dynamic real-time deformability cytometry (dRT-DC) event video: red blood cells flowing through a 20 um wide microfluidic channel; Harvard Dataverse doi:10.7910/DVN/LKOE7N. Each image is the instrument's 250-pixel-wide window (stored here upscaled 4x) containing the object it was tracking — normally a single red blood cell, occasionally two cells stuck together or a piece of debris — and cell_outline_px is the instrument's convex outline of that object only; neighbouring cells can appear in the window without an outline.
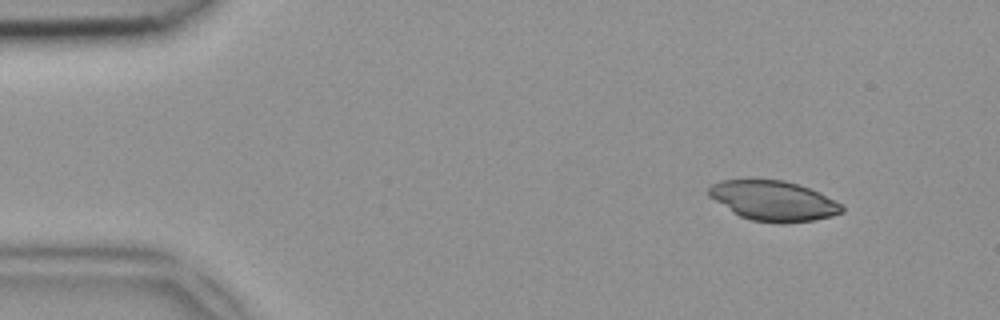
{"species": "common noctule bat (a hibernating species)", "species_latin": "Nyctalus noctula", "temperature_condition": "room temperature", "stored_images_in_passage": 43, "camera_frame_rate_fps": 3000, "um_per_image_px": 0.085, "animal": {"sex": "female", "body_mass_g": 18.4}, "frame": {"image": 1, "passage_image": 1, "time_ms": 0.0, "image_size_px": [1000, 320], "cell_outline_px": [[844, 212], [832, 216], [812, 220], [780, 224], [752, 220], [740, 216], [708, 196], [708, 188], [712, 184], [720, 180], [784, 180], [820, 192], [840, 204], [844, 208]], "centroid_in_image_um": [65.74, 17.07], "position_along_channel_um": 19.3, "area_um2": 30.75}}